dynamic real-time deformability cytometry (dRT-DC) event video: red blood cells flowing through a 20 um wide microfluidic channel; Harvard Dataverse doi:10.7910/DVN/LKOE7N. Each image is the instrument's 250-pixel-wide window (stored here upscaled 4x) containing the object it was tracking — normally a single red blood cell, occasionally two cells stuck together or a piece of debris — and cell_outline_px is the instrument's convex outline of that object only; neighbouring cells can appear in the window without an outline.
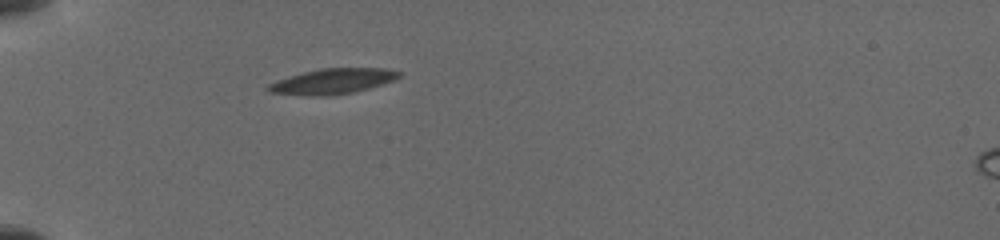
{"species": "common noctule bat (a hibernating species)", "species_latin": "Nyctalus noctula", "temperature_condition": "cold", "stored_images_in_passage": 4, "camera_frame_rate_fps": 3000, "um_per_image_px": 0.085, "animal": {"sex": "female", "body_mass_g": 19.5, "forearm_length_mm": 54.1}, "frame": {"image": 1, "passage_image": 1, "time_ms": 0.0, "image_size_px": [1000, 240], "cell_outline_px": [[400, 76], [392, 80], [368, 88], [352, 92], [324, 96], [320, 96], [272, 92], [264, 88], [268, 84], [304, 72], [320, 68], [384, 68], [400, 72]], "centroid_in_image_um": [28.28, 6.9], "position_along_channel_um": 56.7, "area_um2": 18.67}}
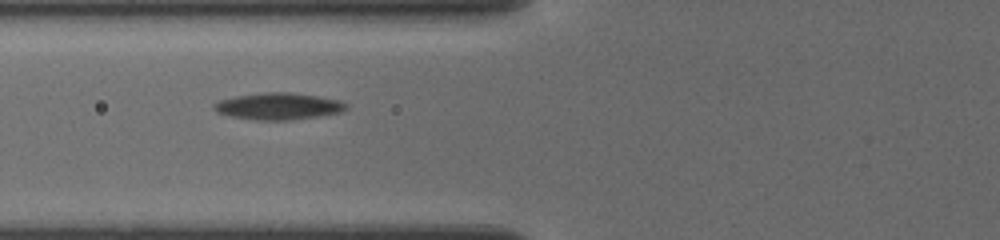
{"frame": {"image": 2, "passage_image": 3, "time_ms": 1.667, "image_size_px": [1000, 240], "cell_outline_px": [[348, 104], [340, 112], [316, 116], [288, 120], [252, 120], [228, 116], [216, 112], [212, 108], [212, 104], [220, 100], [236, 96], [264, 92], [288, 92], [316, 96], [336, 100]], "centroid_in_image_um": [23.55, 9.03], "position_along_channel_um": 102.2, "area_um2": 20.4}}
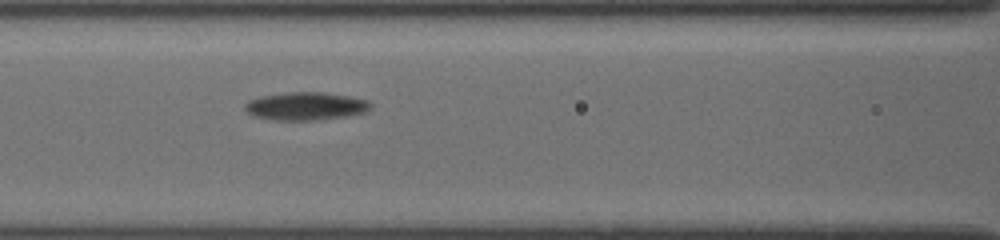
{"frame": {"image": 3, "passage_image": 4, "time_ms": 2.667, "image_size_px": [1000, 240], "cell_outline_px": [[372, 108], [364, 112], [344, 116], [312, 120], [272, 120], [252, 116], [244, 108], [244, 104], [248, 100], [260, 96], [288, 92], [324, 92], [348, 96], [368, 100], [372, 104]], "centroid_in_image_um": [25.95, 9.01], "position_along_channel_um": 140.7, "area_um2": 20.52}}